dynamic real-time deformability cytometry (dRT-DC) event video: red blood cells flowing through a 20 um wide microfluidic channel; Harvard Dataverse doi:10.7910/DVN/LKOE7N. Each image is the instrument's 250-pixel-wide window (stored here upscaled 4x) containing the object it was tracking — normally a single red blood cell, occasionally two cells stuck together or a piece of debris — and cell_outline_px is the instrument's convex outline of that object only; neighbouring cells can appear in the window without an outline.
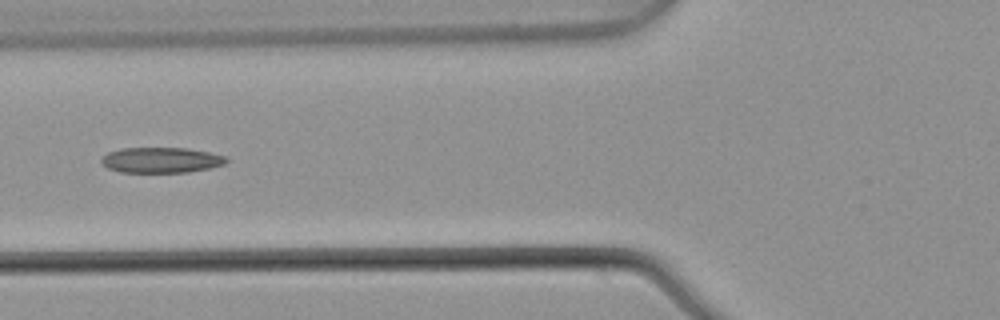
{"species": "common noctule bat (a hibernating species)", "species_latin": "Nyctalus noctula", "temperature_condition": "warm", "stored_images_in_passage": 3, "camera_frame_rate_fps": 3000, "um_per_image_px": 0.085, "animal": {"sex": "male", "body_mass_g": 21.5, "forearm_length_mm": 52.0}, "frame": {"image": 1, "passage_image": 3, "time_ms": 0.667, "image_size_px": [1000, 320], "cell_outline_px": [[228, 160], [224, 164], [208, 168], [188, 172], [120, 172], [108, 168], [100, 164], [100, 160], [108, 152], [120, 148], [188, 148], [228, 156]], "centroid_in_image_um": [13.68, 13.6], "position_along_channel_um": 112.1, "area_um2": 18.61}}